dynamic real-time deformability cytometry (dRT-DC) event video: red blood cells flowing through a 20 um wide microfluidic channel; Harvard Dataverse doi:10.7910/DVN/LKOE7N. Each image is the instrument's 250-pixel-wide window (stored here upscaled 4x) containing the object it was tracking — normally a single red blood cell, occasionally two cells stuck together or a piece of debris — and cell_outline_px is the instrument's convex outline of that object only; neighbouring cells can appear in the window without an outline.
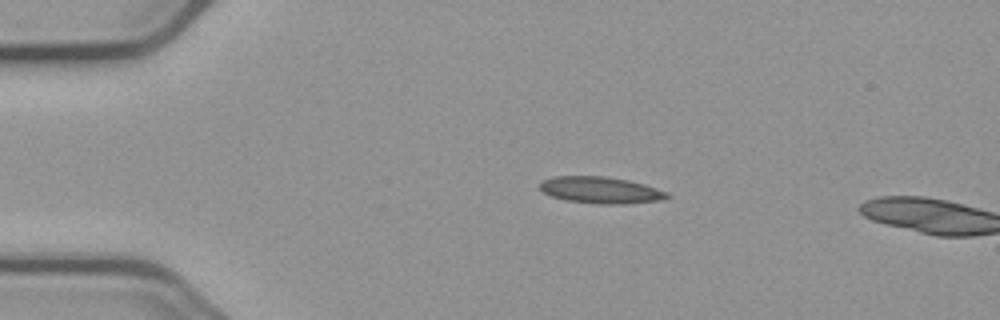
{"species": "common noctule bat (a hibernating species)", "species_latin": "Nyctalus noctula", "temperature_condition": "cold", "stored_images_in_passage": 3, "camera_frame_rate_fps": 3000, "um_per_image_px": 0.085, "animal": {"sex": "male", "body_mass_g": 23.1, "forearm_length_mm": 52.7}, "frame": {"image": 1, "passage_image": 1, "time_ms": 0.0, "image_size_px": [1000, 320], "cell_outline_px": [[668, 196], [660, 200], [624, 204], [600, 204], [564, 200], [552, 196], [544, 192], [540, 188], [540, 184], [544, 180], [556, 176], [604, 176], [628, 180], [644, 184], [668, 192]], "centroid_in_image_um": [51.05, 16.16], "position_along_channel_um": 33.9, "area_um2": 19.54}}